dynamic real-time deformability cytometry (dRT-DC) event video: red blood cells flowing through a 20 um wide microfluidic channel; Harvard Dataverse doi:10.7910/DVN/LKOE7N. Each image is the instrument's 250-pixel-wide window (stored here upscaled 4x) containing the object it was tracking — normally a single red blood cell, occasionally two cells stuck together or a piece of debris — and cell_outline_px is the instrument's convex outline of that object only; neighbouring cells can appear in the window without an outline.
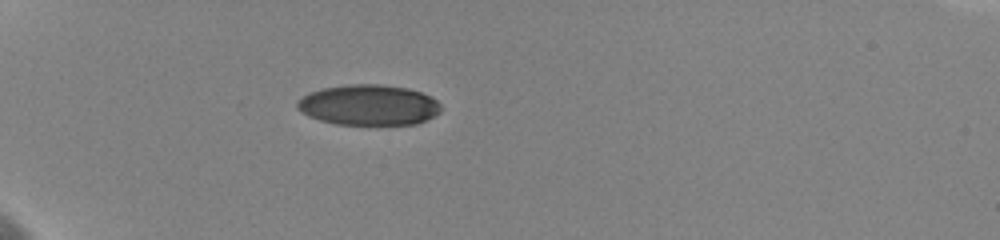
{"species": "human", "species_latin": "Homo sapiens", "temperature_condition": "cold", "stored_images_in_passage": 40, "camera_frame_rate_fps": 3000, "um_per_image_px": 0.085, "donor": {"sex": "female"}, "frame": {"image": 1, "passage_image": 1, "time_ms": 0.0, "image_size_px": [1000, 240], "cell_outline_px": [[440, 112], [416, 124], [336, 124], [320, 120], [308, 116], [296, 108], [296, 104], [308, 92], [320, 88], [348, 84], [380, 84], [408, 88], [420, 92], [436, 100], [440, 104]], "centroid_in_image_um": [31.3, 8.91], "position_along_channel_um": 53.7, "area_um2": 33.81}}
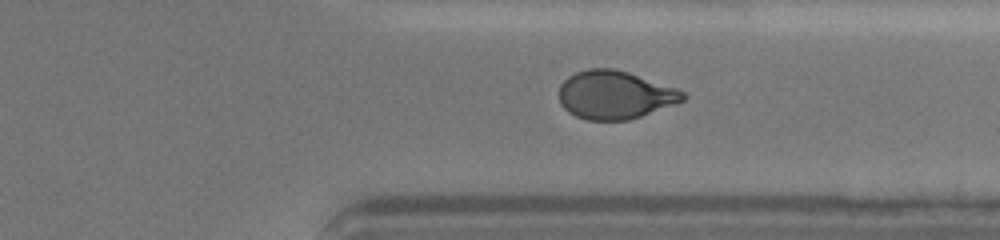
{"frame": {"image": 2, "passage_image": 29, "time_ms": 9.333, "image_size_px": [1000, 240], "cell_outline_px": [[688, 96], [684, 100], [640, 116], [628, 120], [588, 120], [576, 116], [568, 112], [560, 104], [560, 84], [568, 76], [576, 72], [588, 68], [612, 68], [628, 72], [676, 88], [684, 92]], "centroid_in_image_um": [52.24, 8.06], "position_along_channel_um": 359.2, "area_um2": 34.62}}
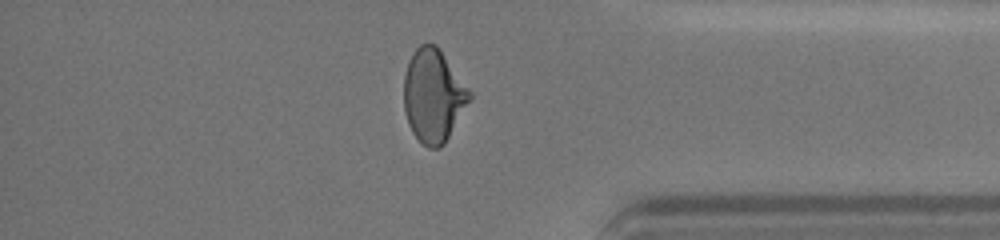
{"frame": {"image": 3, "passage_image": 33, "time_ms": 10.667, "image_size_px": [1000, 240], "cell_outline_px": [[472, 96], [444, 144], [440, 148], [428, 148], [412, 132], [408, 124], [404, 108], [404, 76], [408, 60], [412, 52], [420, 44], [436, 44], [440, 48], [472, 92]], "centroid_in_image_um": [36.83, 8.1], "position_along_channel_um": 398.4, "area_um2": 35.6}, "authors_computed_cell_mechanics": {"area_um2": 35.6048, "velocity_mm_per_s": 3.6054, "shape_relaxation_time_tau1_ms": 3.6314, "shape_relaxation_time_tau2_ms": 1.5288, "deformation_change_tau1": 0.1484, "deformation_change_tau2": 0.0614}}